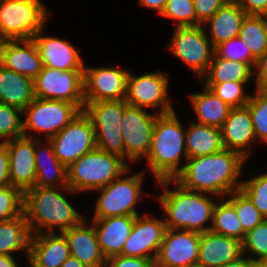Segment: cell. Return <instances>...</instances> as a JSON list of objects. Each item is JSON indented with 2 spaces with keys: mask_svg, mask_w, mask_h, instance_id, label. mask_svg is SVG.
I'll return each mask as SVG.
<instances>
[{
  "mask_svg": "<svg viewBox=\"0 0 267 267\" xmlns=\"http://www.w3.org/2000/svg\"><path fill=\"white\" fill-rule=\"evenodd\" d=\"M238 152L223 148L221 151L196 158H188L175 180L184 188L223 198L239 190L243 164Z\"/></svg>",
  "mask_w": 267,
  "mask_h": 267,
  "instance_id": "1",
  "label": "cell"
},
{
  "mask_svg": "<svg viewBox=\"0 0 267 267\" xmlns=\"http://www.w3.org/2000/svg\"><path fill=\"white\" fill-rule=\"evenodd\" d=\"M59 189L34 186L24 192L23 213L31 235L46 229L47 233H55V228L61 233L84 220Z\"/></svg>",
  "mask_w": 267,
  "mask_h": 267,
  "instance_id": "2",
  "label": "cell"
},
{
  "mask_svg": "<svg viewBox=\"0 0 267 267\" xmlns=\"http://www.w3.org/2000/svg\"><path fill=\"white\" fill-rule=\"evenodd\" d=\"M163 189V194L156 197L164 209L167 219V229H182L204 233L210 231L215 204L207 193L192 191L184 188L175 179L158 181ZM170 183L175 184V189H168Z\"/></svg>",
  "mask_w": 267,
  "mask_h": 267,
  "instance_id": "3",
  "label": "cell"
},
{
  "mask_svg": "<svg viewBox=\"0 0 267 267\" xmlns=\"http://www.w3.org/2000/svg\"><path fill=\"white\" fill-rule=\"evenodd\" d=\"M186 129H183L175 110L158 114L154 126L147 164L157 181L175 179L181 173V158L186 162Z\"/></svg>",
  "mask_w": 267,
  "mask_h": 267,
  "instance_id": "4",
  "label": "cell"
},
{
  "mask_svg": "<svg viewBox=\"0 0 267 267\" xmlns=\"http://www.w3.org/2000/svg\"><path fill=\"white\" fill-rule=\"evenodd\" d=\"M128 171L130 166L123 158L96 147L67 168L68 187L74 192L96 191Z\"/></svg>",
  "mask_w": 267,
  "mask_h": 267,
  "instance_id": "5",
  "label": "cell"
},
{
  "mask_svg": "<svg viewBox=\"0 0 267 267\" xmlns=\"http://www.w3.org/2000/svg\"><path fill=\"white\" fill-rule=\"evenodd\" d=\"M48 15L40 0H2L0 41L32 39L45 28Z\"/></svg>",
  "mask_w": 267,
  "mask_h": 267,
  "instance_id": "6",
  "label": "cell"
},
{
  "mask_svg": "<svg viewBox=\"0 0 267 267\" xmlns=\"http://www.w3.org/2000/svg\"><path fill=\"white\" fill-rule=\"evenodd\" d=\"M125 100L97 101L85 103L84 112L91 119L96 147L120 156L125 160V146L122 137L123 111Z\"/></svg>",
  "mask_w": 267,
  "mask_h": 267,
  "instance_id": "7",
  "label": "cell"
},
{
  "mask_svg": "<svg viewBox=\"0 0 267 267\" xmlns=\"http://www.w3.org/2000/svg\"><path fill=\"white\" fill-rule=\"evenodd\" d=\"M81 110L75 105L62 100L35 98L23 111V134L30 137L27 130L45 134L46 140L64 129Z\"/></svg>",
  "mask_w": 267,
  "mask_h": 267,
  "instance_id": "8",
  "label": "cell"
},
{
  "mask_svg": "<svg viewBox=\"0 0 267 267\" xmlns=\"http://www.w3.org/2000/svg\"><path fill=\"white\" fill-rule=\"evenodd\" d=\"M173 33L167 49L197 76H204L215 53L204 26L175 27Z\"/></svg>",
  "mask_w": 267,
  "mask_h": 267,
  "instance_id": "9",
  "label": "cell"
},
{
  "mask_svg": "<svg viewBox=\"0 0 267 267\" xmlns=\"http://www.w3.org/2000/svg\"><path fill=\"white\" fill-rule=\"evenodd\" d=\"M144 172L123 177L122 175L99 191L94 218L139 215L135 206L139 201Z\"/></svg>",
  "mask_w": 267,
  "mask_h": 267,
  "instance_id": "10",
  "label": "cell"
},
{
  "mask_svg": "<svg viewBox=\"0 0 267 267\" xmlns=\"http://www.w3.org/2000/svg\"><path fill=\"white\" fill-rule=\"evenodd\" d=\"M33 83L35 98L67 101L84 109V70L60 71L43 66Z\"/></svg>",
  "mask_w": 267,
  "mask_h": 267,
  "instance_id": "11",
  "label": "cell"
},
{
  "mask_svg": "<svg viewBox=\"0 0 267 267\" xmlns=\"http://www.w3.org/2000/svg\"><path fill=\"white\" fill-rule=\"evenodd\" d=\"M49 140L53 145L57 159L66 168L82 155L96 148L93 125L84 110Z\"/></svg>",
  "mask_w": 267,
  "mask_h": 267,
  "instance_id": "12",
  "label": "cell"
},
{
  "mask_svg": "<svg viewBox=\"0 0 267 267\" xmlns=\"http://www.w3.org/2000/svg\"><path fill=\"white\" fill-rule=\"evenodd\" d=\"M155 114L131 105L125 107L122 118L125 160L136 162L149 154L154 126L158 117V113Z\"/></svg>",
  "mask_w": 267,
  "mask_h": 267,
  "instance_id": "13",
  "label": "cell"
},
{
  "mask_svg": "<svg viewBox=\"0 0 267 267\" xmlns=\"http://www.w3.org/2000/svg\"><path fill=\"white\" fill-rule=\"evenodd\" d=\"M130 73L127 81L125 101L128 105L144 109L145 107L158 108V114L174 111L167 95L168 77L161 72H147L139 76Z\"/></svg>",
  "mask_w": 267,
  "mask_h": 267,
  "instance_id": "14",
  "label": "cell"
},
{
  "mask_svg": "<svg viewBox=\"0 0 267 267\" xmlns=\"http://www.w3.org/2000/svg\"><path fill=\"white\" fill-rule=\"evenodd\" d=\"M130 70L84 66V101L125 100Z\"/></svg>",
  "mask_w": 267,
  "mask_h": 267,
  "instance_id": "15",
  "label": "cell"
},
{
  "mask_svg": "<svg viewBox=\"0 0 267 267\" xmlns=\"http://www.w3.org/2000/svg\"><path fill=\"white\" fill-rule=\"evenodd\" d=\"M166 230L163 219L150 217L147 213L137 215L121 255L155 260Z\"/></svg>",
  "mask_w": 267,
  "mask_h": 267,
  "instance_id": "16",
  "label": "cell"
},
{
  "mask_svg": "<svg viewBox=\"0 0 267 267\" xmlns=\"http://www.w3.org/2000/svg\"><path fill=\"white\" fill-rule=\"evenodd\" d=\"M200 233L167 229L154 264L185 266L197 264Z\"/></svg>",
  "mask_w": 267,
  "mask_h": 267,
  "instance_id": "17",
  "label": "cell"
},
{
  "mask_svg": "<svg viewBox=\"0 0 267 267\" xmlns=\"http://www.w3.org/2000/svg\"><path fill=\"white\" fill-rule=\"evenodd\" d=\"M9 153V179L11 186L23 193L35 186V138L21 136L5 143Z\"/></svg>",
  "mask_w": 267,
  "mask_h": 267,
  "instance_id": "18",
  "label": "cell"
},
{
  "mask_svg": "<svg viewBox=\"0 0 267 267\" xmlns=\"http://www.w3.org/2000/svg\"><path fill=\"white\" fill-rule=\"evenodd\" d=\"M0 64L33 80L43 69L42 59L32 39L0 41Z\"/></svg>",
  "mask_w": 267,
  "mask_h": 267,
  "instance_id": "19",
  "label": "cell"
},
{
  "mask_svg": "<svg viewBox=\"0 0 267 267\" xmlns=\"http://www.w3.org/2000/svg\"><path fill=\"white\" fill-rule=\"evenodd\" d=\"M44 29L40 30L32 40L36 44L43 66L60 71L84 70V61L77 49L64 39L44 37Z\"/></svg>",
  "mask_w": 267,
  "mask_h": 267,
  "instance_id": "20",
  "label": "cell"
},
{
  "mask_svg": "<svg viewBox=\"0 0 267 267\" xmlns=\"http://www.w3.org/2000/svg\"><path fill=\"white\" fill-rule=\"evenodd\" d=\"M223 147L238 152L244 159L250 155L251 144L257 141L247 106L232 108L221 128Z\"/></svg>",
  "mask_w": 267,
  "mask_h": 267,
  "instance_id": "21",
  "label": "cell"
},
{
  "mask_svg": "<svg viewBox=\"0 0 267 267\" xmlns=\"http://www.w3.org/2000/svg\"><path fill=\"white\" fill-rule=\"evenodd\" d=\"M241 256V241L212 231L200 233L197 260L199 267H221Z\"/></svg>",
  "mask_w": 267,
  "mask_h": 267,
  "instance_id": "22",
  "label": "cell"
},
{
  "mask_svg": "<svg viewBox=\"0 0 267 267\" xmlns=\"http://www.w3.org/2000/svg\"><path fill=\"white\" fill-rule=\"evenodd\" d=\"M70 249L62 233L42 232L31 235L29 248L30 267H61L69 258Z\"/></svg>",
  "mask_w": 267,
  "mask_h": 267,
  "instance_id": "23",
  "label": "cell"
},
{
  "mask_svg": "<svg viewBox=\"0 0 267 267\" xmlns=\"http://www.w3.org/2000/svg\"><path fill=\"white\" fill-rule=\"evenodd\" d=\"M137 215L93 218L98 243L105 259L121 255Z\"/></svg>",
  "mask_w": 267,
  "mask_h": 267,
  "instance_id": "24",
  "label": "cell"
},
{
  "mask_svg": "<svg viewBox=\"0 0 267 267\" xmlns=\"http://www.w3.org/2000/svg\"><path fill=\"white\" fill-rule=\"evenodd\" d=\"M85 219L76 226L61 232L68 243L70 255L78 259L86 267H105L96 230L91 224L87 226Z\"/></svg>",
  "mask_w": 267,
  "mask_h": 267,
  "instance_id": "25",
  "label": "cell"
},
{
  "mask_svg": "<svg viewBox=\"0 0 267 267\" xmlns=\"http://www.w3.org/2000/svg\"><path fill=\"white\" fill-rule=\"evenodd\" d=\"M38 140V138H35V186L58 187L59 185V187L65 189L64 192H74L68 187L67 168L57 159L50 140H46L47 142L43 148L40 146L43 142Z\"/></svg>",
  "mask_w": 267,
  "mask_h": 267,
  "instance_id": "26",
  "label": "cell"
},
{
  "mask_svg": "<svg viewBox=\"0 0 267 267\" xmlns=\"http://www.w3.org/2000/svg\"><path fill=\"white\" fill-rule=\"evenodd\" d=\"M245 11L234 1L228 0L205 24L209 26L210 41L214 48L239 36Z\"/></svg>",
  "mask_w": 267,
  "mask_h": 267,
  "instance_id": "27",
  "label": "cell"
},
{
  "mask_svg": "<svg viewBox=\"0 0 267 267\" xmlns=\"http://www.w3.org/2000/svg\"><path fill=\"white\" fill-rule=\"evenodd\" d=\"M35 99L33 79L0 64V104L24 110Z\"/></svg>",
  "mask_w": 267,
  "mask_h": 267,
  "instance_id": "28",
  "label": "cell"
},
{
  "mask_svg": "<svg viewBox=\"0 0 267 267\" xmlns=\"http://www.w3.org/2000/svg\"><path fill=\"white\" fill-rule=\"evenodd\" d=\"M186 153L188 158L206 156L221 151V129L192 122L186 129Z\"/></svg>",
  "mask_w": 267,
  "mask_h": 267,
  "instance_id": "29",
  "label": "cell"
},
{
  "mask_svg": "<svg viewBox=\"0 0 267 267\" xmlns=\"http://www.w3.org/2000/svg\"><path fill=\"white\" fill-rule=\"evenodd\" d=\"M189 98L199 118L197 123L202 125L221 129L232 110L229 104L223 102L205 86L203 93L190 94Z\"/></svg>",
  "mask_w": 267,
  "mask_h": 267,
  "instance_id": "30",
  "label": "cell"
},
{
  "mask_svg": "<svg viewBox=\"0 0 267 267\" xmlns=\"http://www.w3.org/2000/svg\"><path fill=\"white\" fill-rule=\"evenodd\" d=\"M249 63L232 61L219 57L216 53L209 64V67L201 78L205 84H219L224 82H250L255 74Z\"/></svg>",
  "mask_w": 267,
  "mask_h": 267,
  "instance_id": "31",
  "label": "cell"
},
{
  "mask_svg": "<svg viewBox=\"0 0 267 267\" xmlns=\"http://www.w3.org/2000/svg\"><path fill=\"white\" fill-rule=\"evenodd\" d=\"M31 232L25 214L0 221V254L11 255L24 251L29 256Z\"/></svg>",
  "mask_w": 267,
  "mask_h": 267,
  "instance_id": "32",
  "label": "cell"
},
{
  "mask_svg": "<svg viewBox=\"0 0 267 267\" xmlns=\"http://www.w3.org/2000/svg\"><path fill=\"white\" fill-rule=\"evenodd\" d=\"M238 37L258 60L267 52V16L246 15Z\"/></svg>",
  "mask_w": 267,
  "mask_h": 267,
  "instance_id": "33",
  "label": "cell"
},
{
  "mask_svg": "<svg viewBox=\"0 0 267 267\" xmlns=\"http://www.w3.org/2000/svg\"><path fill=\"white\" fill-rule=\"evenodd\" d=\"M210 231L235 238L241 242L246 234L236 215L234 206L228 200L221 201L219 205L215 204Z\"/></svg>",
  "mask_w": 267,
  "mask_h": 267,
  "instance_id": "34",
  "label": "cell"
},
{
  "mask_svg": "<svg viewBox=\"0 0 267 267\" xmlns=\"http://www.w3.org/2000/svg\"><path fill=\"white\" fill-rule=\"evenodd\" d=\"M228 201L234 206L236 215L245 232L253 229L266 219L250 199L239 189L231 192Z\"/></svg>",
  "mask_w": 267,
  "mask_h": 267,
  "instance_id": "35",
  "label": "cell"
},
{
  "mask_svg": "<svg viewBox=\"0 0 267 267\" xmlns=\"http://www.w3.org/2000/svg\"><path fill=\"white\" fill-rule=\"evenodd\" d=\"M161 16L174 20L176 27L201 25L193 0H167Z\"/></svg>",
  "mask_w": 267,
  "mask_h": 267,
  "instance_id": "36",
  "label": "cell"
},
{
  "mask_svg": "<svg viewBox=\"0 0 267 267\" xmlns=\"http://www.w3.org/2000/svg\"><path fill=\"white\" fill-rule=\"evenodd\" d=\"M246 106L249 109L256 139L267 143V93L256 89Z\"/></svg>",
  "mask_w": 267,
  "mask_h": 267,
  "instance_id": "37",
  "label": "cell"
},
{
  "mask_svg": "<svg viewBox=\"0 0 267 267\" xmlns=\"http://www.w3.org/2000/svg\"><path fill=\"white\" fill-rule=\"evenodd\" d=\"M242 244V255L249 252L255 256H248L251 261H262L267 256V219L246 232Z\"/></svg>",
  "mask_w": 267,
  "mask_h": 267,
  "instance_id": "38",
  "label": "cell"
},
{
  "mask_svg": "<svg viewBox=\"0 0 267 267\" xmlns=\"http://www.w3.org/2000/svg\"><path fill=\"white\" fill-rule=\"evenodd\" d=\"M20 115H22V110L0 104V144L24 136L23 121L20 119Z\"/></svg>",
  "mask_w": 267,
  "mask_h": 267,
  "instance_id": "39",
  "label": "cell"
},
{
  "mask_svg": "<svg viewBox=\"0 0 267 267\" xmlns=\"http://www.w3.org/2000/svg\"><path fill=\"white\" fill-rule=\"evenodd\" d=\"M249 82H224L219 84H205L223 102L232 108L246 106L250 99V94L244 92V85Z\"/></svg>",
  "mask_w": 267,
  "mask_h": 267,
  "instance_id": "40",
  "label": "cell"
},
{
  "mask_svg": "<svg viewBox=\"0 0 267 267\" xmlns=\"http://www.w3.org/2000/svg\"><path fill=\"white\" fill-rule=\"evenodd\" d=\"M240 190L267 219V172L242 181Z\"/></svg>",
  "mask_w": 267,
  "mask_h": 267,
  "instance_id": "41",
  "label": "cell"
},
{
  "mask_svg": "<svg viewBox=\"0 0 267 267\" xmlns=\"http://www.w3.org/2000/svg\"><path fill=\"white\" fill-rule=\"evenodd\" d=\"M24 193L13 186L0 187V221L11 220L23 214Z\"/></svg>",
  "mask_w": 267,
  "mask_h": 267,
  "instance_id": "42",
  "label": "cell"
},
{
  "mask_svg": "<svg viewBox=\"0 0 267 267\" xmlns=\"http://www.w3.org/2000/svg\"><path fill=\"white\" fill-rule=\"evenodd\" d=\"M215 53L223 59L249 63L254 69L257 64V59L239 37L221 43L215 48Z\"/></svg>",
  "mask_w": 267,
  "mask_h": 267,
  "instance_id": "43",
  "label": "cell"
},
{
  "mask_svg": "<svg viewBox=\"0 0 267 267\" xmlns=\"http://www.w3.org/2000/svg\"><path fill=\"white\" fill-rule=\"evenodd\" d=\"M198 22L203 25L208 21L228 0H193Z\"/></svg>",
  "mask_w": 267,
  "mask_h": 267,
  "instance_id": "44",
  "label": "cell"
},
{
  "mask_svg": "<svg viewBox=\"0 0 267 267\" xmlns=\"http://www.w3.org/2000/svg\"><path fill=\"white\" fill-rule=\"evenodd\" d=\"M155 260L117 255L106 259L105 267H154Z\"/></svg>",
  "mask_w": 267,
  "mask_h": 267,
  "instance_id": "45",
  "label": "cell"
},
{
  "mask_svg": "<svg viewBox=\"0 0 267 267\" xmlns=\"http://www.w3.org/2000/svg\"><path fill=\"white\" fill-rule=\"evenodd\" d=\"M247 15L267 16V0H234Z\"/></svg>",
  "mask_w": 267,
  "mask_h": 267,
  "instance_id": "46",
  "label": "cell"
},
{
  "mask_svg": "<svg viewBox=\"0 0 267 267\" xmlns=\"http://www.w3.org/2000/svg\"><path fill=\"white\" fill-rule=\"evenodd\" d=\"M256 73V89L267 93V52L257 60L255 67Z\"/></svg>",
  "mask_w": 267,
  "mask_h": 267,
  "instance_id": "47",
  "label": "cell"
},
{
  "mask_svg": "<svg viewBox=\"0 0 267 267\" xmlns=\"http://www.w3.org/2000/svg\"><path fill=\"white\" fill-rule=\"evenodd\" d=\"M9 153L5 144H0V187L10 186Z\"/></svg>",
  "mask_w": 267,
  "mask_h": 267,
  "instance_id": "48",
  "label": "cell"
},
{
  "mask_svg": "<svg viewBox=\"0 0 267 267\" xmlns=\"http://www.w3.org/2000/svg\"><path fill=\"white\" fill-rule=\"evenodd\" d=\"M166 3L167 0H139V4H141L143 7L156 10L159 15H161L163 12Z\"/></svg>",
  "mask_w": 267,
  "mask_h": 267,
  "instance_id": "49",
  "label": "cell"
},
{
  "mask_svg": "<svg viewBox=\"0 0 267 267\" xmlns=\"http://www.w3.org/2000/svg\"><path fill=\"white\" fill-rule=\"evenodd\" d=\"M250 261L251 260L248 257H244V255H242L237 260L229 262L221 267H248V263Z\"/></svg>",
  "mask_w": 267,
  "mask_h": 267,
  "instance_id": "50",
  "label": "cell"
},
{
  "mask_svg": "<svg viewBox=\"0 0 267 267\" xmlns=\"http://www.w3.org/2000/svg\"><path fill=\"white\" fill-rule=\"evenodd\" d=\"M0 267H18V265L11 255L0 254Z\"/></svg>",
  "mask_w": 267,
  "mask_h": 267,
  "instance_id": "51",
  "label": "cell"
},
{
  "mask_svg": "<svg viewBox=\"0 0 267 267\" xmlns=\"http://www.w3.org/2000/svg\"><path fill=\"white\" fill-rule=\"evenodd\" d=\"M61 267H86L82 264L78 259L73 256H69V258L62 264Z\"/></svg>",
  "mask_w": 267,
  "mask_h": 267,
  "instance_id": "52",
  "label": "cell"
},
{
  "mask_svg": "<svg viewBox=\"0 0 267 267\" xmlns=\"http://www.w3.org/2000/svg\"><path fill=\"white\" fill-rule=\"evenodd\" d=\"M248 267H266L262 261H250Z\"/></svg>",
  "mask_w": 267,
  "mask_h": 267,
  "instance_id": "53",
  "label": "cell"
},
{
  "mask_svg": "<svg viewBox=\"0 0 267 267\" xmlns=\"http://www.w3.org/2000/svg\"><path fill=\"white\" fill-rule=\"evenodd\" d=\"M154 267H199V266L197 264L185 265V266H169V265L154 264Z\"/></svg>",
  "mask_w": 267,
  "mask_h": 267,
  "instance_id": "54",
  "label": "cell"
},
{
  "mask_svg": "<svg viewBox=\"0 0 267 267\" xmlns=\"http://www.w3.org/2000/svg\"><path fill=\"white\" fill-rule=\"evenodd\" d=\"M262 263L267 267V256L262 260Z\"/></svg>",
  "mask_w": 267,
  "mask_h": 267,
  "instance_id": "55",
  "label": "cell"
}]
</instances>
